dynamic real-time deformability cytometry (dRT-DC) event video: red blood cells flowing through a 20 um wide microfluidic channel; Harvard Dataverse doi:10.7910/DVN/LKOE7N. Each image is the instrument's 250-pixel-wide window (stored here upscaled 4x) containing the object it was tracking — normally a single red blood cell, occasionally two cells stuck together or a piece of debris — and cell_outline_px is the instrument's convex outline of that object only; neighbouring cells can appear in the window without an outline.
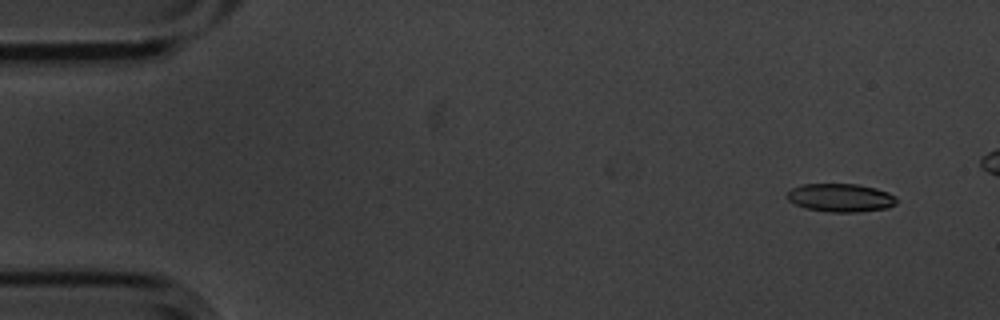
{"species": "common noctule bat (a hibernating species)", "species_latin": "Nyctalus noctula", "temperature_condition": "cold", "stored_images_in_passage": 4, "camera_frame_rate_fps": 3000, "um_per_image_px": 0.085, "animal": {"sex": "male", "body_mass_g": 20.1, "forearm_length_mm": 53.5}, "frame": {"image": 1, "passage_image": 1, "time_ms": 0.0, "image_size_px": [1000, 320], "cell_outline_px": [[896, 204], [888, 208], [860, 212], [828, 212], [804, 208], [788, 200], [788, 192], [792, 188], [804, 184], [856, 184], [876, 188], [888, 192], [896, 196]], "centroid_in_image_um": [71.48, 16.81], "position_along_channel_um": 13.5, "area_um2": 18.09}}